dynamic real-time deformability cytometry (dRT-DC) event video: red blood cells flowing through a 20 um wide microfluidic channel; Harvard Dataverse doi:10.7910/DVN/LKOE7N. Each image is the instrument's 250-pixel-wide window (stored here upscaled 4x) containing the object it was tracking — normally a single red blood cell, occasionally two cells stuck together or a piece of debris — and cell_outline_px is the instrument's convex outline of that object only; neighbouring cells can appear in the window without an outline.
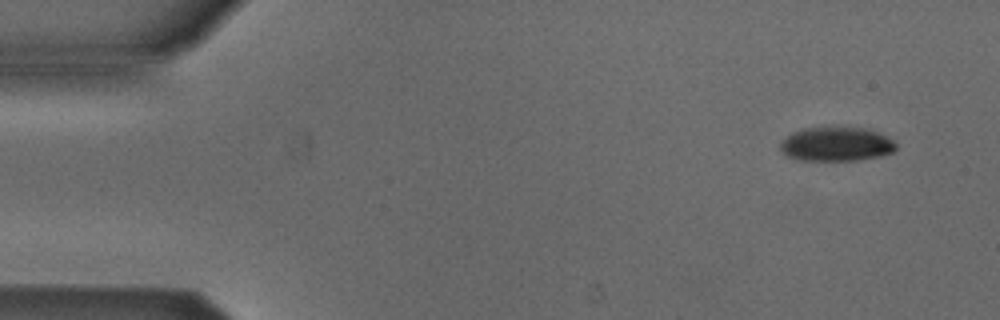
{"species": "Egyptian fruit bat (a non-hibernating species)", "species_latin": "Rousettus aegyptiacus", "temperature_condition": "cold", "stored_images_in_passage": 3, "camera_frame_rate_fps": 3000, "um_per_image_px": 0.085, "animal": {"sex": "male"}, "frame": {"image": 1, "passage_image": 1, "time_ms": 0.0, "image_size_px": [1000, 320], "cell_outline_px": [[896, 148], [892, 152], [880, 156], [856, 160], [796, 160], [788, 156], [780, 148], [780, 144], [792, 132], [804, 128], [860, 128], [876, 132], [892, 140], [896, 144]], "centroid_in_image_um": [71.07, 12.27], "position_along_channel_um": 13.9, "area_um2": 22.48}}